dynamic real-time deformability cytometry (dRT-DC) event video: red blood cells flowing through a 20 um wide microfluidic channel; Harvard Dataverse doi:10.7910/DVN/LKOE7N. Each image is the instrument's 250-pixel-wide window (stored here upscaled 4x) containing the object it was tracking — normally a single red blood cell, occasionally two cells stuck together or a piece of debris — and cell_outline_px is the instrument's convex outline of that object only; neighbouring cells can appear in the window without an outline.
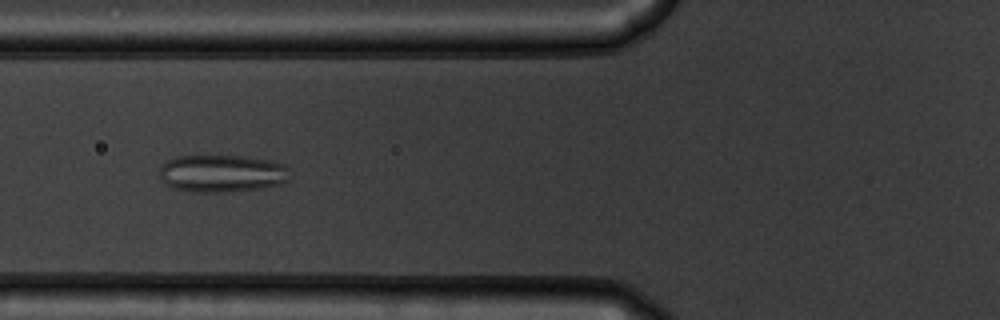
{"species": "common noctule bat (a hibernating species)", "species_latin": "Nyctalus noctula", "temperature_condition": "warm", "stored_images_in_passage": 51, "camera_frame_rate_fps": 3000, "um_per_image_px": 0.085, "animal": {"sex": "male", "body_mass_g": 19.5, "forearm_length_mm": 54.6}, "frame": {"image": 1, "passage_image": 19, "time_ms": 6.0, "image_size_px": [1000, 320], "cell_outline_px": [[288, 180], [280, 184], [264, 188], [228, 192], [192, 192], [172, 188], [164, 184], [160, 176], [160, 164], [164, 160], [176, 156], [240, 156], [272, 160], [284, 164], [288, 168]], "centroid_in_image_um": [18.83, 14.74], "position_along_channel_um": 107.0, "area_um2": 28.9}}
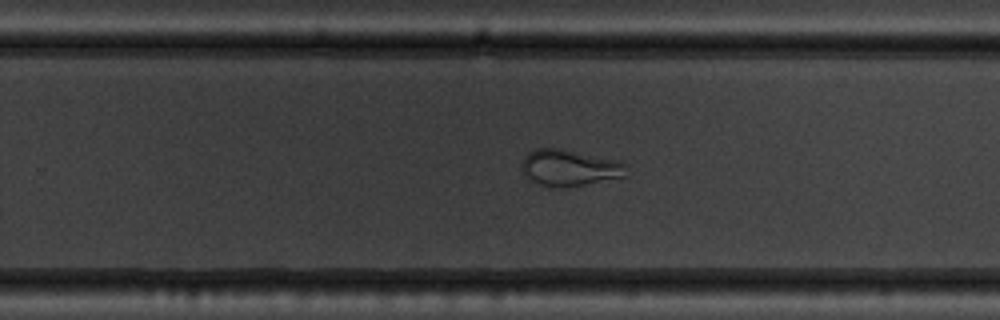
{"frame": {"image": 2, "passage_image": 33, "time_ms": 10.667, "image_size_px": [1000, 320], "cell_outline_px": [[628, 164], [624, 176], [564, 188], [548, 188], [528, 180], [524, 176], [520, 164], [524, 156], [528, 152], [536, 148], [560, 148], [620, 160]], "centroid_in_image_um": [48.35, 14.26], "position_along_channel_um": 281.5, "area_um2": 22.66}}
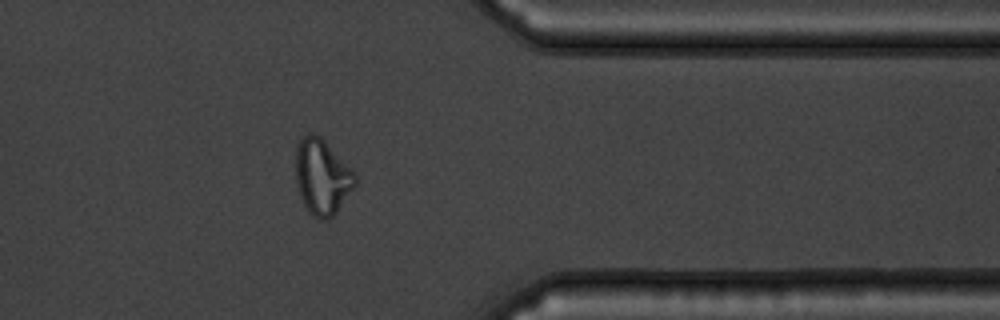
{"frame": {"image": 3, "passage_image": 42, "time_ms": 13.667, "image_size_px": [1000, 320], "cell_outline_px": [[356, 184], [336, 212], [328, 220], [320, 220], [312, 216], [304, 204], [300, 196], [296, 180], [296, 148], [300, 140], [308, 132], [312, 132], [320, 136], [356, 172]], "centroid_in_image_um": [27.38, 15.03], "position_along_channel_um": 384.0, "area_um2": 26.13}}